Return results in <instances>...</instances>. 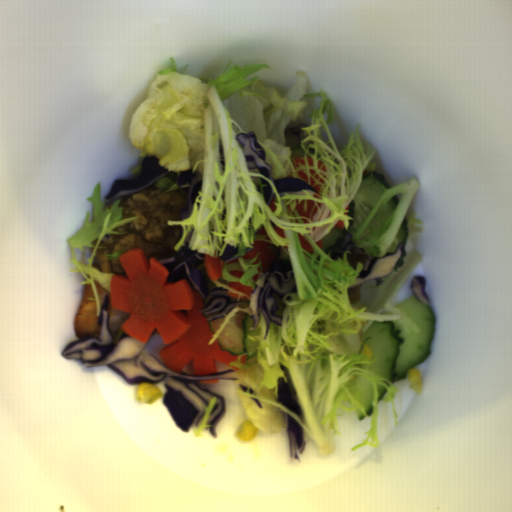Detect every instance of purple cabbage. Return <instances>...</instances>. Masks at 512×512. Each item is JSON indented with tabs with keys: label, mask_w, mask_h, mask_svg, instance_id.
<instances>
[{
	"label": "purple cabbage",
	"mask_w": 512,
	"mask_h": 512,
	"mask_svg": "<svg viewBox=\"0 0 512 512\" xmlns=\"http://www.w3.org/2000/svg\"><path fill=\"white\" fill-rule=\"evenodd\" d=\"M235 140L244 153L247 170L260 174L271 181L280 197L282 195H304L303 191L312 196L316 194V189L299 177L274 178L271 165L265 159L264 148L258 144L255 132L239 133Z\"/></svg>",
	"instance_id": "9ea6ddef"
},
{
	"label": "purple cabbage",
	"mask_w": 512,
	"mask_h": 512,
	"mask_svg": "<svg viewBox=\"0 0 512 512\" xmlns=\"http://www.w3.org/2000/svg\"><path fill=\"white\" fill-rule=\"evenodd\" d=\"M280 412L286 429L289 457L293 462L300 464L301 462L304 461L302 456L307 446V437L305 430L303 429L299 421H297L296 419H294L281 409Z\"/></svg>",
	"instance_id": "06f8d472"
},
{
	"label": "purple cabbage",
	"mask_w": 512,
	"mask_h": 512,
	"mask_svg": "<svg viewBox=\"0 0 512 512\" xmlns=\"http://www.w3.org/2000/svg\"><path fill=\"white\" fill-rule=\"evenodd\" d=\"M239 248H234L231 244H228V246L225 248L224 252L221 254V256L218 259H221L224 261V263H228L234 260H237V253Z\"/></svg>",
	"instance_id": "7bc51332"
},
{
	"label": "purple cabbage",
	"mask_w": 512,
	"mask_h": 512,
	"mask_svg": "<svg viewBox=\"0 0 512 512\" xmlns=\"http://www.w3.org/2000/svg\"><path fill=\"white\" fill-rule=\"evenodd\" d=\"M343 231L344 235L341 240V246L333 250L329 255L331 259L336 260L339 257L340 260H343V254L349 251L350 253H346L349 266L356 269L357 263L363 264L355 283L350 285L349 288L363 284L367 280H372L376 286H380L382 279L387 277L394 270L397 261L402 256L404 243H400L394 252L386 253L384 257H374L365 252L363 248L356 246V243L352 239L353 234L345 229H343Z\"/></svg>",
	"instance_id": "39781b68"
},
{
	"label": "purple cabbage",
	"mask_w": 512,
	"mask_h": 512,
	"mask_svg": "<svg viewBox=\"0 0 512 512\" xmlns=\"http://www.w3.org/2000/svg\"><path fill=\"white\" fill-rule=\"evenodd\" d=\"M190 243L185 241L179 250H172L157 260L168 272L167 282L175 284L186 279L203 298L204 306L198 311L204 315L206 322L220 318L225 320L232 308H246L248 303L245 299H233L228 296L230 292L227 288L216 287L204 267L206 254L190 250Z\"/></svg>",
	"instance_id": "ea28d5fd"
},
{
	"label": "purple cabbage",
	"mask_w": 512,
	"mask_h": 512,
	"mask_svg": "<svg viewBox=\"0 0 512 512\" xmlns=\"http://www.w3.org/2000/svg\"><path fill=\"white\" fill-rule=\"evenodd\" d=\"M427 280L423 275L413 276L410 287L414 294V297L417 301H419L422 305H426L428 303V297L426 293Z\"/></svg>",
	"instance_id": "4d1481cc"
},
{
	"label": "purple cabbage",
	"mask_w": 512,
	"mask_h": 512,
	"mask_svg": "<svg viewBox=\"0 0 512 512\" xmlns=\"http://www.w3.org/2000/svg\"><path fill=\"white\" fill-rule=\"evenodd\" d=\"M262 287H255L249 296L251 301V319L254 320L249 331H255L260 322L262 314L267 326L263 340H266L270 333V324L282 326V319L276 314L280 309L279 302L274 297L284 299L290 292L297 291L296 282L290 259L275 260L263 273Z\"/></svg>",
	"instance_id": "f65ffa83"
},
{
	"label": "purple cabbage",
	"mask_w": 512,
	"mask_h": 512,
	"mask_svg": "<svg viewBox=\"0 0 512 512\" xmlns=\"http://www.w3.org/2000/svg\"><path fill=\"white\" fill-rule=\"evenodd\" d=\"M278 403L286 406L302 420L303 411L299 402L288 382L283 378H279L278 380Z\"/></svg>",
	"instance_id": "38c2f254"
},
{
	"label": "purple cabbage",
	"mask_w": 512,
	"mask_h": 512,
	"mask_svg": "<svg viewBox=\"0 0 512 512\" xmlns=\"http://www.w3.org/2000/svg\"><path fill=\"white\" fill-rule=\"evenodd\" d=\"M260 182L262 185H265L264 187H261L264 202L267 206H270L273 202L274 190L268 181L261 178Z\"/></svg>",
	"instance_id": "45c4457a"
},
{
	"label": "purple cabbage",
	"mask_w": 512,
	"mask_h": 512,
	"mask_svg": "<svg viewBox=\"0 0 512 512\" xmlns=\"http://www.w3.org/2000/svg\"><path fill=\"white\" fill-rule=\"evenodd\" d=\"M159 163L160 157L155 154L144 158L139 176L133 179L114 181L112 187L105 195V203H109L116 197H123L143 191L157 180L169 175L170 170L165 169Z\"/></svg>",
	"instance_id": "8b30caba"
},
{
	"label": "purple cabbage",
	"mask_w": 512,
	"mask_h": 512,
	"mask_svg": "<svg viewBox=\"0 0 512 512\" xmlns=\"http://www.w3.org/2000/svg\"><path fill=\"white\" fill-rule=\"evenodd\" d=\"M177 186L189 184L187 202L183 208L180 209L179 213L182 219H186L190 216L194 203L197 199L198 193L201 191L203 182L200 173L195 172L194 169L181 171L176 180Z\"/></svg>",
	"instance_id": "9cd0cae8"
},
{
	"label": "purple cabbage",
	"mask_w": 512,
	"mask_h": 512,
	"mask_svg": "<svg viewBox=\"0 0 512 512\" xmlns=\"http://www.w3.org/2000/svg\"><path fill=\"white\" fill-rule=\"evenodd\" d=\"M97 323L100 325L97 338H84L66 344L62 356L65 360L81 361L87 367H107L128 385L140 386L151 383L158 387L163 404L175 426L183 433L201 428L205 409L213 398L215 404L207 417L209 431L215 439L217 428L227 414L224 398L210 392L204 380L239 379L235 369H226L207 375L193 371L192 358L181 372L167 367L160 351L164 342L158 334H152L146 342L128 334L117 343L110 331V299L105 295Z\"/></svg>",
	"instance_id": "c1f60e8f"
}]
</instances>
